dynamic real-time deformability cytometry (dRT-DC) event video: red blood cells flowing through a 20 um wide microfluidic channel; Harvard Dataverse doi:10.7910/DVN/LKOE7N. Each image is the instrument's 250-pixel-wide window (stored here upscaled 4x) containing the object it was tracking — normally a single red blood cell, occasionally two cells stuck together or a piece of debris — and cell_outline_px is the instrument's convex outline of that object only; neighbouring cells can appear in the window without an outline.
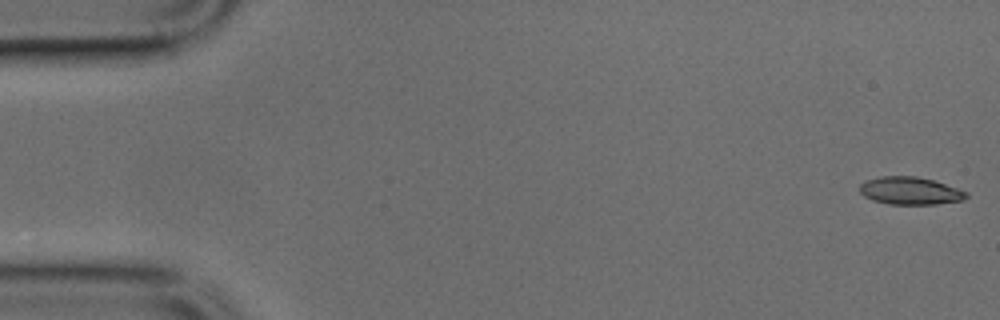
{"species": "common noctule bat (a hibernating species)", "species_latin": "Nyctalus noctula", "temperature_condition": "cold", "stored_images_in_passage": 14, "camera_frame_rate_fps": 3000, "um_per_image_px": 0.085, "animal": {"sex": "male", "body_mass_g": 17.9, "forearm_length_mm": 54.2}, "frame": {"image": 1, "passage_image": 1, "time_ms": 0.0, "image_size_px": [1000, 320], "cell_outline_px": [[968, 196], [964, 200], [936, 204], [888, 204], [872, 200], [864, 196], [860, 192], [860, 184], [868, 180], [880, 176], [916, 176], [932, 180], [968, 192]], "centroid_in_image_um": [77.36, 16.22], "position_along_channel_um": 7.6, "area_um2": 17.05}}